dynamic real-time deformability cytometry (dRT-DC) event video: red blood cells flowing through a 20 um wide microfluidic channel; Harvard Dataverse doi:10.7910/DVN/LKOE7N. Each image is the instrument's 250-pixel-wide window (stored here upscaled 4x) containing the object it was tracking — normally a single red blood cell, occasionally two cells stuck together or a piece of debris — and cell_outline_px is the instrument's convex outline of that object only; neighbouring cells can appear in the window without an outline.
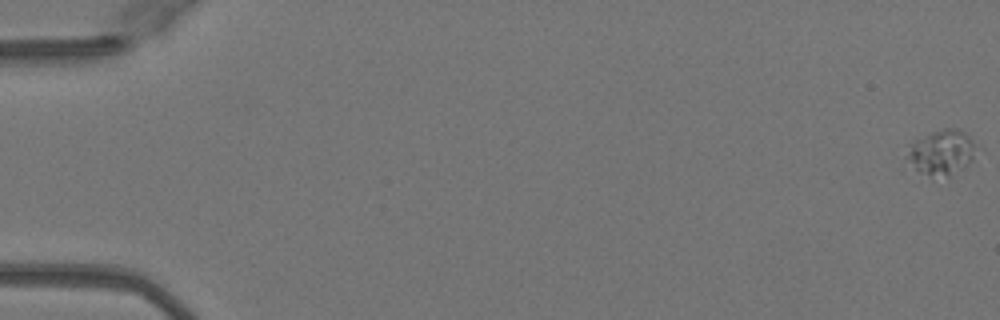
{"species": "Egyptian fruit bat (a non-hibernating species)", "species_latin": "Rousettus aegyptiacus", "temperature_condition": "warm", "stored_images_in_passage": 18, "camera_frame_rate_fps": 3000, "um_per_image_px": 0.085, "animal": {"sex": "female"}, "frame": {"image": 1, "passage_image": 1, "time_ms": 0.0, "image_size_px": [1000, 320], "cell_outline_px": [[976, 144], [972, 160], [968, 164], [948, 176], [920, 172], [904, 156], [912, 144], [916, 140], [932, 132], [944, 128], [956, 128], [964, 132]], "centroid_in_image_um": [80.05, 12.91], "position_along_channel_um": 5.0, "area_um2": 17.46}}